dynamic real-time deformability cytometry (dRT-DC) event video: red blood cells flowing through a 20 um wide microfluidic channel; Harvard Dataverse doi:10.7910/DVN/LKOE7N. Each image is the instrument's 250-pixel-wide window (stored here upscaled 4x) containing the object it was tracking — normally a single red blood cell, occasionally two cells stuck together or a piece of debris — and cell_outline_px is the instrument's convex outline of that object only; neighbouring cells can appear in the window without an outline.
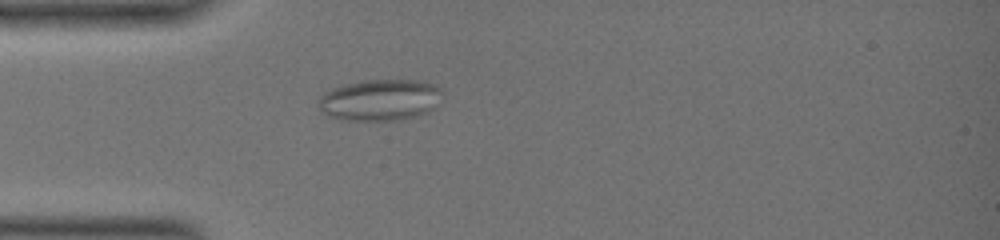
{"species": "common noctule bat (a hibernating species)", "species_latin": "Nyctalus noctula", "temperature_condition": "warm", "stored_images_in_passage": 64, "camera_frame_rate_fps": 3000, "um_per_image_px": 0.085, "animal": {"sex": "female", "body_mass_g": 19.0, "forearm_length_mm": 51.5}, "frame": {"image": 1, "passage_image": 20, "time_ms": 6.333, "image_size_px": [1000, 240], "cell_outline_px": [[444, 92], [432, 108], [428, 112], [416, 116], [400, 120], [348, 120], [328, 116], [320, 108], [316, 100], [324, 92], [332, 88], [344, 84], [364, 80], [424, 80], [436, 84]], "centroid_in_image_um": [32.31, 8.48], "position_along_channel_um": 52.7, "area_um2": 30.06}}
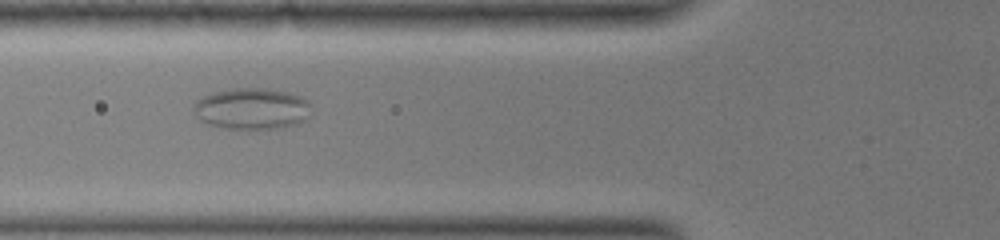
{"frame": {"image": 2, "passage_image": 26, "time_ms": 8.333, "image_size_px": [1000, 240], "cell_outline_px": [[312, 104], [308, 116], [304, 120], [296, 124], [280, 128], [232, 128], [208, 124], [200, 120], [196, 116], [196, 100], [204, 96], [216, 92], [236, 88], [268, 88], [288, 92], [300, 96], [308, 100]], "centroid_in_image_um": [21.47, 9.22], "position_along_channel_um": 104.3, "area_um2": 27.98}}
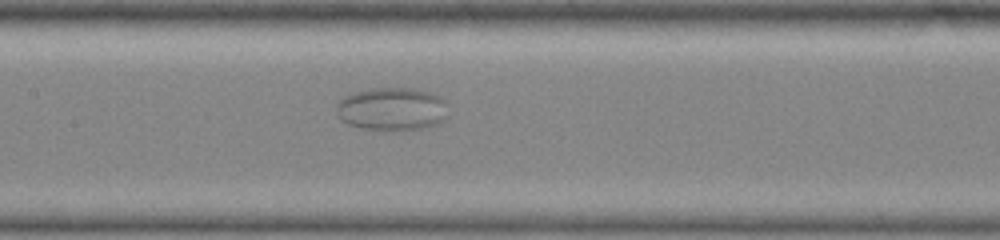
{"frame": {"image": 3, "passage_image": 33, "time_ms": 10.667, "image_size_px": [1000, 240], "cell_outline_px": [[448, 104], [444, 120], [420, 128], [400, 132], [364, 128], [348, 124], [340, 120], [336, 104], [344, 96], [352, 92], [368, 88], [412, 88], [432, 92], [440, 96]], "centroid_in_image_um": [33.31, 9.26], "position_along_channel_um": 174.1, "area_um2": 28.38}}